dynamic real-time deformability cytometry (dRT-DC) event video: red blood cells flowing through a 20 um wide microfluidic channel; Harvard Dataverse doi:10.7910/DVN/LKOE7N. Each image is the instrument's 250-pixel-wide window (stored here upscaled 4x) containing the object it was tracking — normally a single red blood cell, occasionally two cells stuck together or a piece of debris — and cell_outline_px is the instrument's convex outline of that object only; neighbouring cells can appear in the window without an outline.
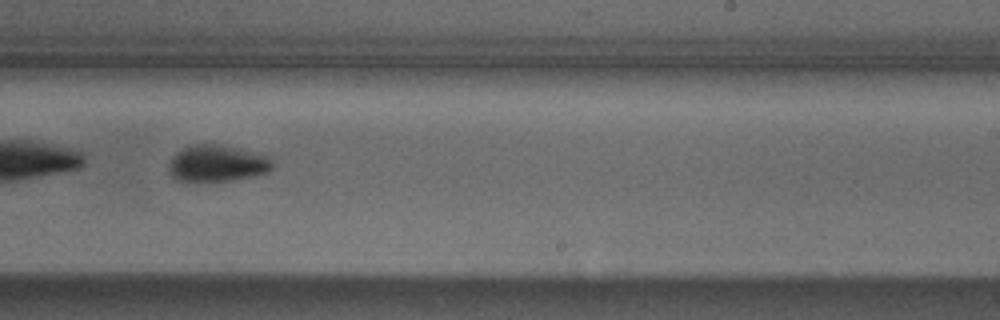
{"species": "Egyptian fruit bat (a non-hibernating species)", "species_latin": "Rousettus aegyptiacus", "temperature_condition": "cold", "stored_images_in_passage": 38, "camera_frame_rate_fps": 3000, "um_per_image_px": 0.085, "animal": {"sex": "male"}, "frame": {"image": 1, "passage_image": 17, "time_ms": 5.333, "image_size_px": [1000, 320], "cell_outline_px": [[272, 168], [268, 172], [256, 176], [232, 180], [176, 180], [172, 176], [168, 168], [172, 156], [176, 152], [192, 144], [220, 144], [240, 148], [272, 156]], "centroid_in_image_um": [18.51, 13.86], "position_along_channel_um": 270.5, "area_um2": 22.2}}
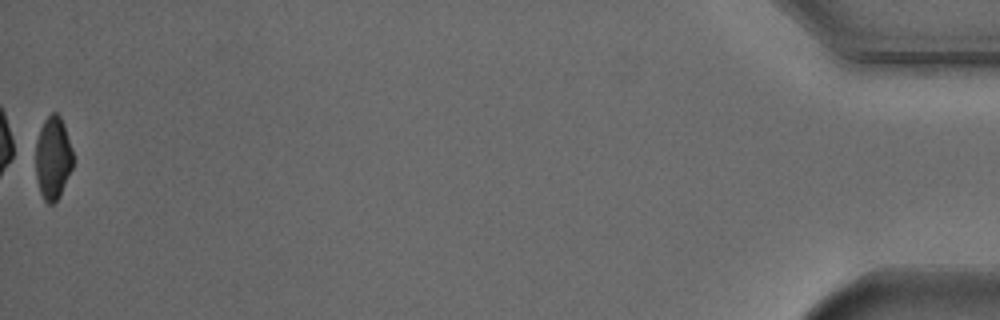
{"frame": {"image": 2, "passage_image": 38, "time_ms": 12.333, "image_size_px": [1000, 320], "cell_outline_px": [[72, 168], [60, 196], [52, 204], [48, 204], [44, 200], [40, 192], [36, 176], [36, 140], [40, 128], [44, 120], [52, 112], [56, 112], [60, 116], [64, 124], [72, 148]], "centroid_in_image_um": [4.5, 13.42], "position_along_channel_um": 430.7, "area_um2": 18.03}, "authors_computed_cell_mechanics": {"area_um2": 21.5594, "velocity_mm_per_s": 3.7554, "shape_relaxation_time_tau1_ms": 1.9067, "shape_relaxation_time_tau2_ms": null, "deformation_change_tau1": 0.1001, "deformation_change_tau2": null}}